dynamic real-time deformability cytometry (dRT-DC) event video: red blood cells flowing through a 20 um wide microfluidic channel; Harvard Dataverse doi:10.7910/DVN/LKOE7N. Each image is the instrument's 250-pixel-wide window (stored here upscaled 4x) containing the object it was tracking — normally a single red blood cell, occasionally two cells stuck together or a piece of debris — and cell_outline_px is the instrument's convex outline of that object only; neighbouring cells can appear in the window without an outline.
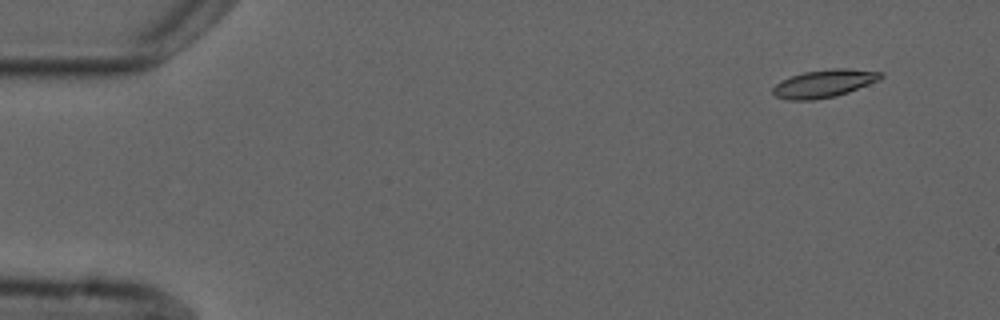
{"species": "common noctule bat (a hibernating species)", "species_latin": "Nyctalus noctula", "temperature_condition": "cold", "stored_images_in_passage": 5, "camera_frame_rate_fps": 3000, "um_per_image_px": 0.085, "animal": {"sex": "male", "forearm_length_mm": 52.5}, "frame": {"image": 1, "passage_image": 2, "time_ms": 1.0, "image_size_px": [1000, 320], "cell_outline_px": [[884, 76], [880, 80], [848, 92], [836, 96], [812, 100], [788, 100], [776, 96], [772, 92], [772, 88], [780, 80], [804, 72], [832, 68], [848, 68], [884, 72]], "centroid_in_image_um": [70.07, 7.09], "position_along_channel_um": 14.9, "area_um2": 17.57}}
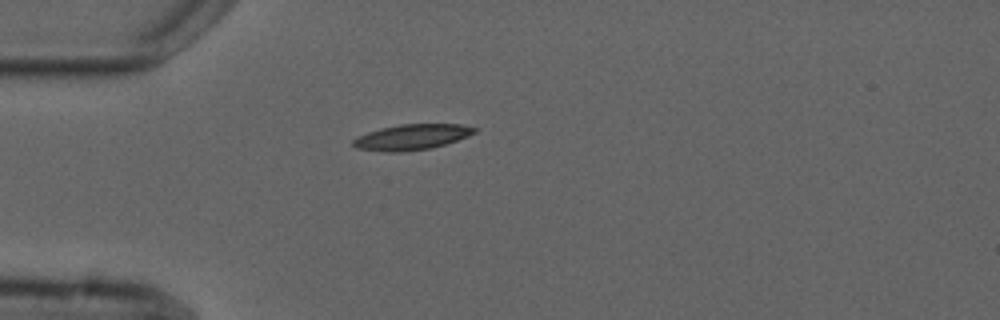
{"frame": {"image": 2, "passage_image": 5, "time_ms": 4.667, "image_size_px": [1000, 320], "cell_outline_px": [[476, 132], [468, 136], [432, 148], [400, 152], [388, 152], [356, 148], [352, 144], [352, 140], [356, 136], [380, 128], [400, 124], [460, 124], [476, 128]], "centroid_in_image_um": [34.96, 11.65], "position_along_channel_um": 50.0, "area_um2": 18.03}}